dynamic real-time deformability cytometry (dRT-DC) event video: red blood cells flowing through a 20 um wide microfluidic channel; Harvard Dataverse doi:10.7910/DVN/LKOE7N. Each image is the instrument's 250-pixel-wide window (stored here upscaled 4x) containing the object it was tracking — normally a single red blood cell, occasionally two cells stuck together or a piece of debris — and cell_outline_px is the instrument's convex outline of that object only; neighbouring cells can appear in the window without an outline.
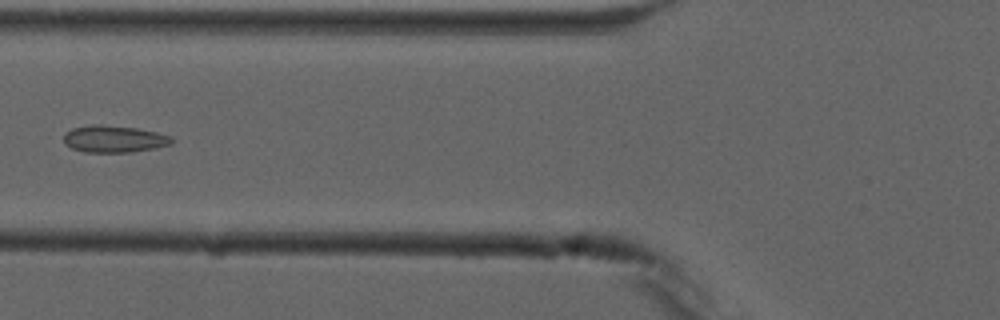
{"species": "common noctule bat (a hibernating species)", "species_latin": "Nyctalus noctula", "temperature_condition": "cold", "stored_images_in_passage": 8, "camera_frame_rate_fps": 3000, "um_per_image_px": 0.085, "animal": {"sex": "male", "forearm_length_mm": 52.5}, "frame": {"image": 1, "passage_image": 5, "time_ms": 4.667, "image_size_px": [1000, 320], "cell_outline_px": [[176, 140], [172, 144], [132, 152], [84, 152], [72, 148], [64, 144], [64, 132], [72, 128], [92, 124], [100, 124], [136, 128], [156, 132], [172, 136]], "centroid_in_image_um": [9.69, 11.8], "position_along_channel_um": 116.1, "area_um2": 17.11}}
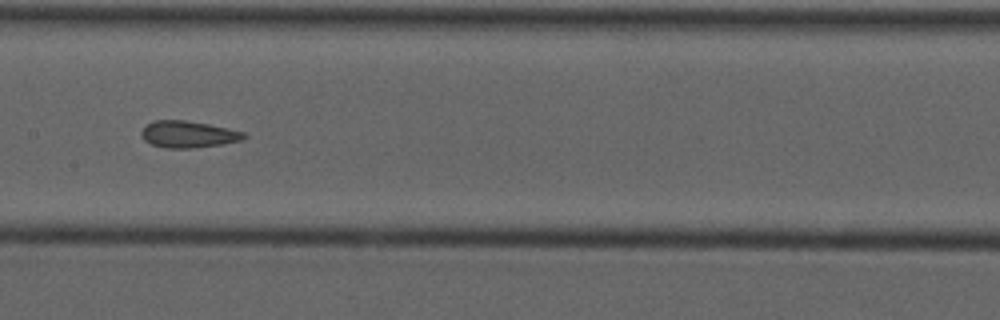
{"frame": {"image": 2, "passage_image": 7, "time_ms": 6.667, "image_size_px": [1000, 320], "cell_outline_px": [[248, 136], [244, 140], [196, 148], [164, 148], [152, 144], [144, 140], [140, 132], [144, 124], [152, 120], [184, 120], [208, 124], [228, 128], [244, 132]], "centroid_in_image_um": [15.98, 11.41], "position_along_channel_um": 191.4, "area_um2": 16.18}}
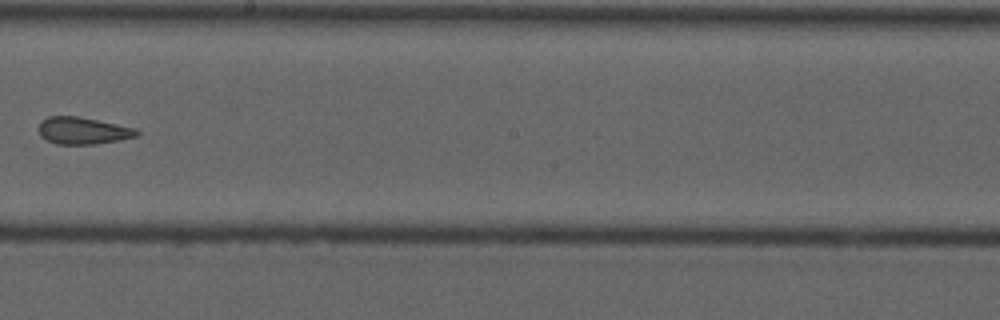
{"frame": {"image": 3, "passage_image": 8, "time_ms": 8.0, "image_size_px": [1000, 320], "cell_outline_px": [[140, 136], [120, 140], [96, 144], [56, 144], [40, 136], [36, 128], [40, 120], [48, 116], [80, 116], [136, 128], [140, 132]], "centroid_in_image_um": [7.03, 11.1], "position_along_channel_um": 241.2, "area_um2": 15.84}}